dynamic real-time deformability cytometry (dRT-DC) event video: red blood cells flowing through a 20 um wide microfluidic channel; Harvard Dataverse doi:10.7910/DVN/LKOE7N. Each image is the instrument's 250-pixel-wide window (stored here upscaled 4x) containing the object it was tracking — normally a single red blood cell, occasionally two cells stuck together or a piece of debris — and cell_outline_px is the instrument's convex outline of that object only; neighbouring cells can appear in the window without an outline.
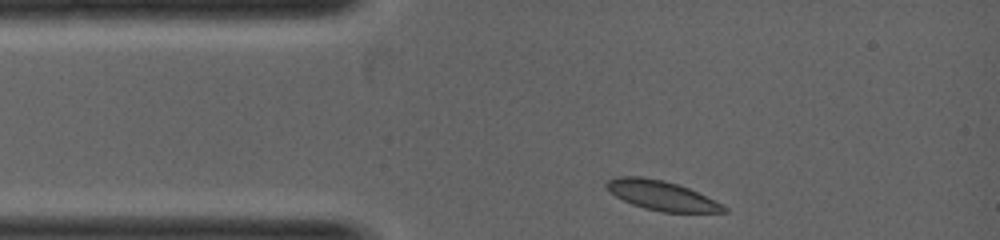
{"species": "common noctule bat (a hibernating species)", "species_latin": "Nyctalus noctula", "temperature_condition": "warm", "stored_images_in_passage": 14, "camera_frame_rate_fps": 5000, "um_per_image_px": 0.085, "animal": {"sex": "female", "body_mass_g": 19.0, "forearm_length_mm": 53.3}, "frame": {"image": 1, "passage_image": 1, "time_ms": 0.0, "image_size_px": [1000, 240], "cell_outline_px": [[728, 212], [660, 212], [644, 208], [632, 204], [616, 196], [604, 184], [608, 180], [616, 176], [640, 176], [664, 180], [688, 188], [728, 208]], "centroid_in_image_um": [56.2, 16.61], "position_along_channel_um": 28.8, "area_um2": 19.83}}
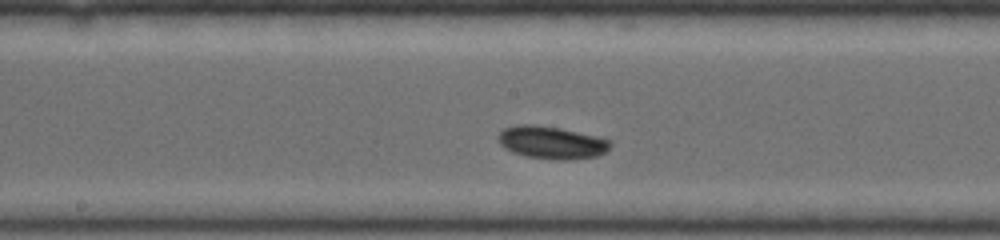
{"frame": {"image": 2, "passage_image": 7, "time_ms": 2.4, "image_size_px": [1000, 240], "cell_outline_px": [[612, 144], [604, 152], [596, 156], [568, 160], [556, 160], [524, 156], [512, 152], [504, 148], [500, 144], [496, 136], [504, 128], [516, 124], [532, 124], [560, 128], [596, 136], [612, 140]], "centroid_in_image_um": [46.84, 12.11], "position_along_channel_um": 201.4, "area_um2": 21.44}}
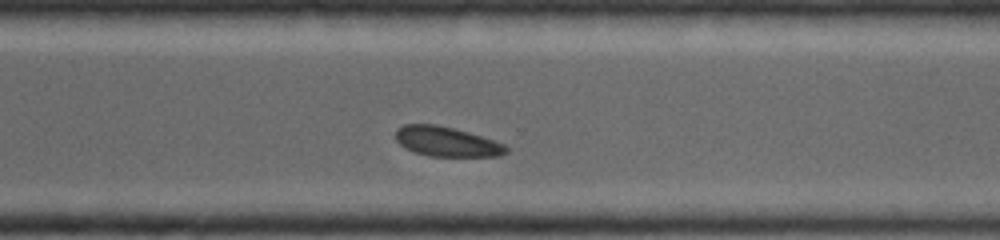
{"frame": {"image": 3, "passage_image": 14, "time_ms": 4.0, "image_size_px": [1000, 240], "cell_outline_px": [[508, 152], [500, 156], [428, 156], [416, 152], [400, 144], [396, 140], [396, 128], [404, 124], [436, 124], [468, 132], [504, 144], [508, 148]], "centroid_in_image_um": [37.96, 12.03], "position_along_channel_um": 332.6, "area_um2": 18.96}}